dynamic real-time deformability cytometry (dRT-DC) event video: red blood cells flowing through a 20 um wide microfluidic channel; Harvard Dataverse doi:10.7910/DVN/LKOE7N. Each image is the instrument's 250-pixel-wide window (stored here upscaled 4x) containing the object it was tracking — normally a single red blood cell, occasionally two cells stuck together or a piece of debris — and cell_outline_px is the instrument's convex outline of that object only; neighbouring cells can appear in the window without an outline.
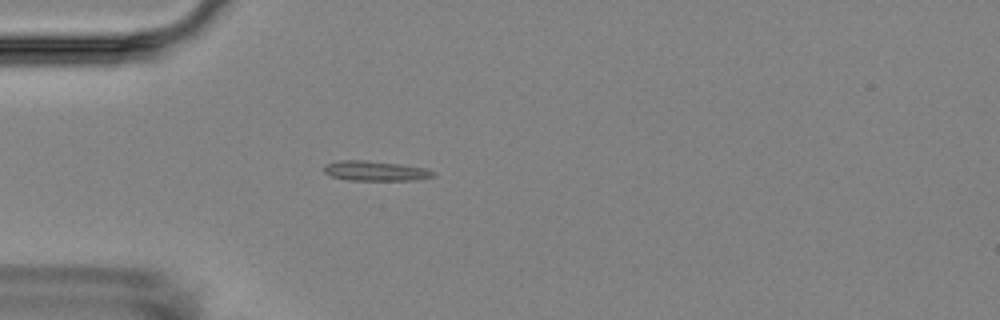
{"species": "Egyptian fruit bat (a non-hibernating species)", "species_latin": "Rousettus aegyptiacus", "temperature_condition": "room temperature", "stored_images_in_passage": 4, "camera_frame_rate_fps": 3000, "um_per_image_px": 0.085, "animal": {"sex": "female"}, "frame": {"image": 1, "passage_image": 4, "time_ms": 3.667, "image_size_px": [1000, 320], "cell_outline_px": [[436, 176], [412, 180], [348, 180], [332, 176], [324, 172], [324, 164], [340, 160], [368, 160], [400, 164], [428, 168], [436, 172]], "centroid_in_image_um": [31.94, 14.52], "position_along_channel_um": 53.1, "area_um2": 12.77}}